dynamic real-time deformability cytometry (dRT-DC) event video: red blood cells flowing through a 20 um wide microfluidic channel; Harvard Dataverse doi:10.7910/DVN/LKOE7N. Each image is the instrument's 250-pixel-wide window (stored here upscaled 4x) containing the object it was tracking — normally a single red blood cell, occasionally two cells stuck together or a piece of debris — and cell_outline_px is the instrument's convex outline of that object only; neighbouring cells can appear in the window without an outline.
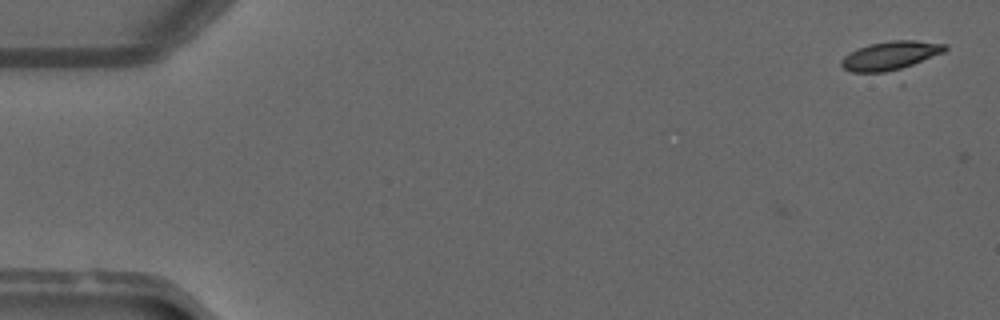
{"species": "common noctule bat (a hibernating species)", "species_latin": "Nyctalus noctula", "temperature_condition": "warm", "stored_images_in_passage": 2, "camera_frame_rate_fps": 3000, "um_per_image_px": 0.085, "animal": {"sex": "male", "forearm_length_mm": 52.5}, "frame": {"image": 1, "passage_image": 2, "time_ms": 0.333, "image_size_px": [1000, 320], "cell_outline_px": [[948, 48], [944, 52], [896, 72], [852, 72], [844, 68], [840, 64], [840, 60], [844, 56], [868, 44], [892, 40], [916, 40], [948, 44]], "centroid_in_image_um": [75.73, 4.73], "position_along_channel_um": 9.3, "area_um2": 17.51}}